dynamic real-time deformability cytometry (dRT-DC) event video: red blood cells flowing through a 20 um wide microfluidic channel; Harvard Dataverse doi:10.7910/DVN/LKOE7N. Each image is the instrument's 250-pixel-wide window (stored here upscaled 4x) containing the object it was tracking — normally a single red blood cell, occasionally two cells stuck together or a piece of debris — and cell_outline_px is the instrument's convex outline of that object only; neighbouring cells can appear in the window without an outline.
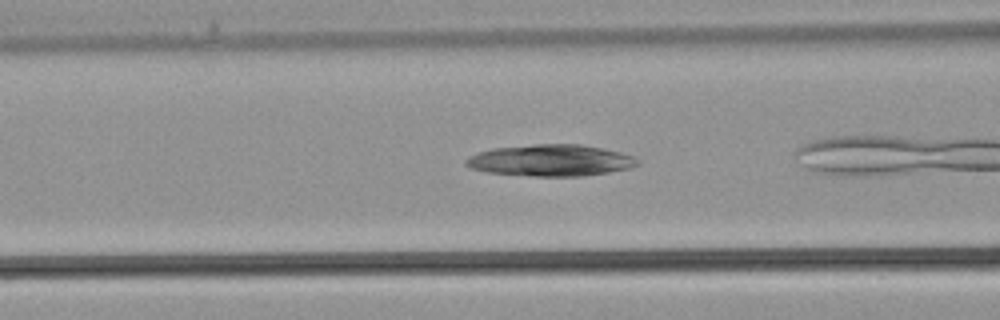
{"species": "common noctule bat (a hibernating species)", "species_latin": "Nyctalus noctula", "temperature_condition": "warm", "stored_images_in_passage": 16, "camera_frame_rate_fps": 3000, "um_per_image_px": 0.085, "animal": {"sex": "male", "body_mass_g": 21.5, "forearm_length_mm": 52.0}, "frame": {"image": 1, "passage_image": 10, "time_ms": 3.0, "image_size_px": [1000, 320], "cell_outline_px": [[640, 164], [632, 168], [608, 172], [580, 176], [532, 176], [488, 172], [468, 168], [464, 164], [464, 160], [468, 156], [476, 152], [492, 148], [532, 144], [580, 144], [620, 152], [632, 156], [640, 160]], "centroid_in_image_um": [46.76, 13.63], "position_along_channel_um": 119.8, "area_um2": 31.79}}